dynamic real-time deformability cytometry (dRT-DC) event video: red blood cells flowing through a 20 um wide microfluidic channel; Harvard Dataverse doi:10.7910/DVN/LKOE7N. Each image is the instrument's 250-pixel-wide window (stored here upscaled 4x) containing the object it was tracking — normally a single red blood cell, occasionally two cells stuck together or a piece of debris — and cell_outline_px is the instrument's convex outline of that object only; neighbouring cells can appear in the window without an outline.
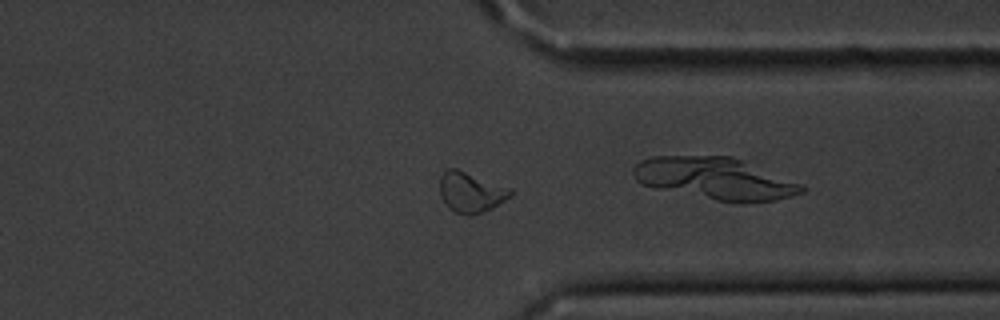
{"species": "common noctule bat (a hibernating species)", "species_latin": "Nyctalus noctula", "temperature_condition": "cold", "stored_images_in_passage": 55, "camera_frame_rate_fps": 3000, "um_per_image_px": 0.085, "animal": {"sex": "male", "body_mass_g": 20.1, "forearm_length_mm": 53.5}, "frame": {"image": 1, "passage_image": 41, "time_ms": 13.333, "image_size_px": [1000, 320], "cell_outline_px": [[512, 196], [492, 208], [484, 212], [472, 216], [468, 216], [456, 212], [448, 208], [440, 196], [440, 176], [448, 168], [456, 168], [512, 188]], "centroid_in_image_um": [40.03, 16.35], "position_along_channel_um": 371.4, "area_um2": 16.82}}
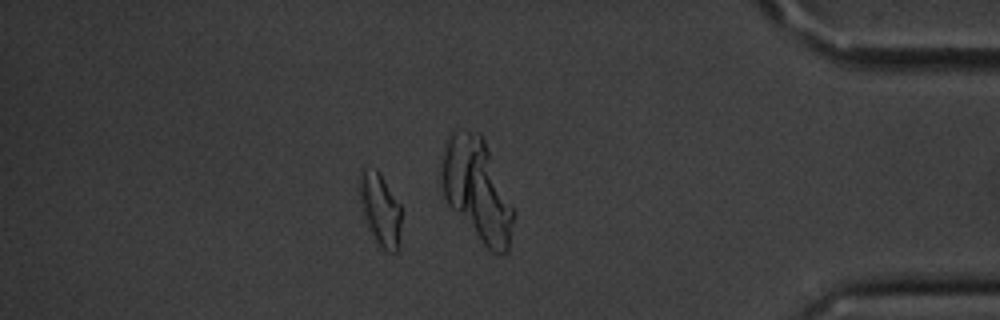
{"frame": {"image": 2, "passage_image": 47, "time_ms": 15.333, "image_size_px": [1000, 320], "cell_outline_px": [[400, 248], [396, 252], [388, 252], [380, 248], [376, 244], [368, 228], [360, 208], [360, 168], [376, 168], [380, 172], [400, 204]], "centroid_in_image_um": [32.31, 17.83], "position_along_channel_um": 402.9, "area_um2": 18.09}, "authors_computed_cell_mechanics": {"area_um2": 16.0684, "velocity_mm_per_s": 3.5959, "shape_relaxation_time_tau1_ms": 3.7582, "shape_relaxation_time_tau2_ms": 5.1115, "deformation_change_tau1": 0.1274, "deformation_change_tau2": 0.1135}}